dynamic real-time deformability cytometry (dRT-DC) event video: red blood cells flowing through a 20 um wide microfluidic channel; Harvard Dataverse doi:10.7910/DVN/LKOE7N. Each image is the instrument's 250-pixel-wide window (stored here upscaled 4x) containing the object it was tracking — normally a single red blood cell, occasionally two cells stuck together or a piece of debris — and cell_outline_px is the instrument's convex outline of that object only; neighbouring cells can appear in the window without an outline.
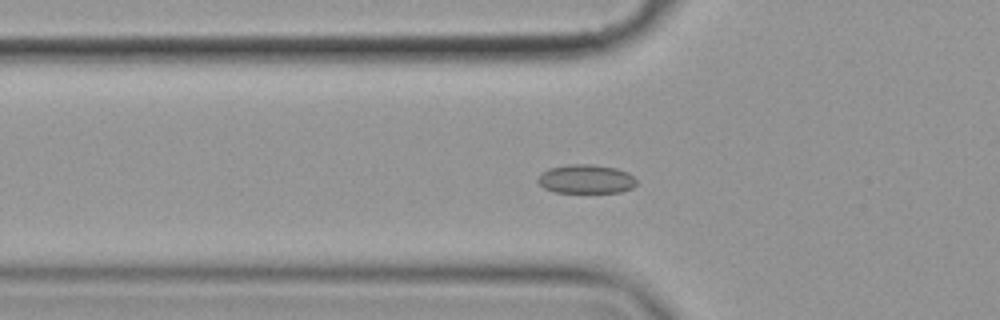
{"species": "common noctule bat (a hibernating species)", "species_latin": "Nyctalus noctula", "temperature_condition": "cold", "stored_images_in_passage": 43, "camera_frame_rate_fps": 3000, "um_per_image_px": 0.085, "animal": {"sex": "female", "body_mass_g": 19.9}, "frame": {"image": 1, "passage_image": 5, "time_ms": 1.333, "image_size_px": [1000, 320], "cell_outline_px": [[636, 184], [632, 188], [620, 192], [556, 192], [544, 188], [536, 180], [540, 172], [548, 168], [568, 164], [592, 164], [616, 168], [628, 172], [636, 180]], "centroid_in_image_um": [49.78, 15.21], "position_along_channel_um": 76.0, "area_um2": 16.7}}
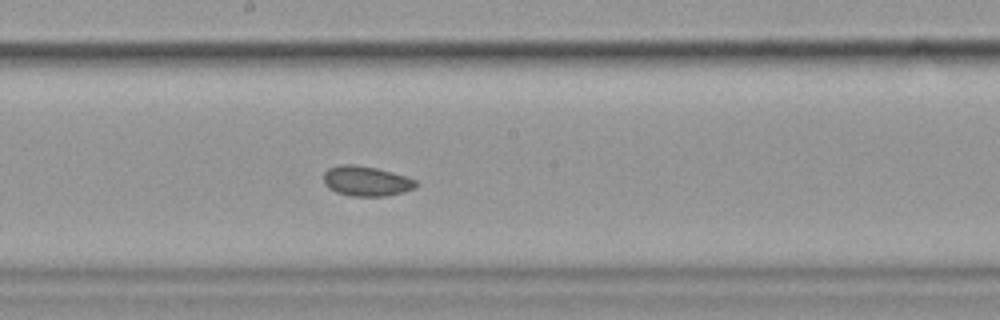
{"frame": {"image": 2, "passage_image": 17, "time_ms": 5.333, "image_size_px": [1000, 320], "cell_outline_px": [[420, 184], [416, 188], [404, 192], [388, 196], [352, 196], [336, 192], [328, 188], [324, 184], [324, 172], [328, 168], [340, 164], [352, 164], [376, 168], [392, 172], [416, 180]], "centroid_in_image_um": [31.14, 15.4], "position_along_channel_um": 217.1, "area_um2": 16.3}}
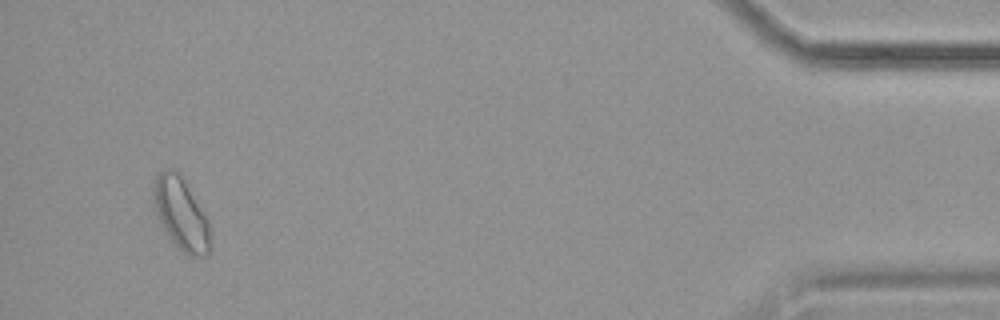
{"frame": {"image": 3, "passage_image": 40, "time_ms": 13.0, "image_size_px": [1000, 320], "cell_outline_px": [[212, 248], [208, 256], [188, 256], [172, 240], [160, 224], [152, 200], [152, 192], [156, 180], [160, 172], [168, 168], [172, 168], [180, 176], [208, 220]], "centroid_in_image_um": [15.39, 18.24], "position_along_channel_um": 419.8, "area_um2": 23.41}, "authors_computed_cell_mechanics": {"area_um2": 16.7042, "velocity_mm_per_s": 3.5268, "shape_relaxation_time_tau1_ms": null, "shape_relaxation_time_tau2_ms": 2.8819, "deformation_change_tau1": null, "deformation_change_tau2": 0.0528}}